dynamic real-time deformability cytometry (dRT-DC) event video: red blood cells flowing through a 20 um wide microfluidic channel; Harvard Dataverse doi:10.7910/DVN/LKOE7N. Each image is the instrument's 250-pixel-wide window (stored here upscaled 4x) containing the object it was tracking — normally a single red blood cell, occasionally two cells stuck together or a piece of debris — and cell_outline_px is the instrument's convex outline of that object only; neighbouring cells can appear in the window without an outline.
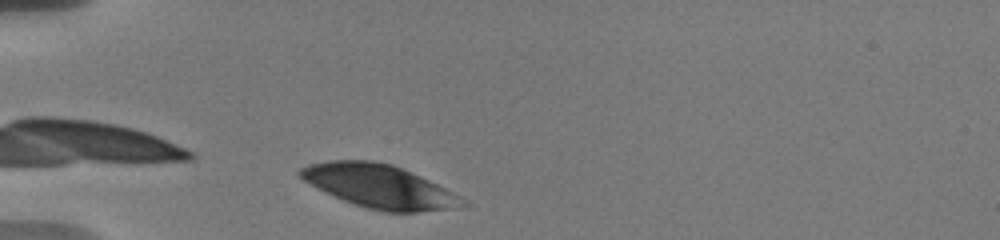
{"species": "human", "species_latin": "Homo sapiens", "temperature_condition": "warm", "stored_images_in_passage": 44, "camera_frame_rate_fps": 3000, "um_per_image_px": 0.085, "donor": {"sex": "male"}, "frame": {"image": 1, "passage_image": 1, "time_ms": 0.0, "image_size_px": [1000, 240], "cell_outline_px": [[472, 204], [460, 208], [416, 212], [384, 212], [368, 208], [344, 200], [316, 188], [296, 176], [296, 172], [300, 168], [308, 164], [328, 160], [372, 160], [392, 164], [428, 180], [460, 196]], "centroid_in_image_um": [32.23, 15.84], "position_along_channel_um": 52.8, "area_um2": 41.1}}
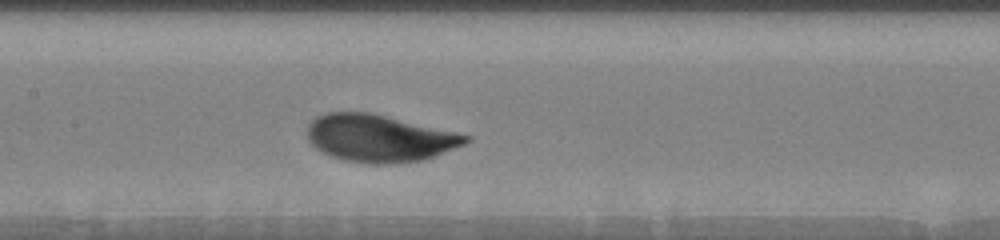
{"frame": {"image": 2, "passage_image": 18, "time_ms": 4.0, "image_size_px": [1000, 240], "cell_outline_px": [[472, 140], [464, 144], [424, 160], [392, 164], [364, 164], [340, 160], [316, 148], [308, 140], [308, 124], [316, 116], [328, 112], [368, 112], [456, 132], [472, 136]], "centroid_in_image_um": [32.24, 11.76], "position_along_channel_um": 175.2, "area_um2": 43.64}}
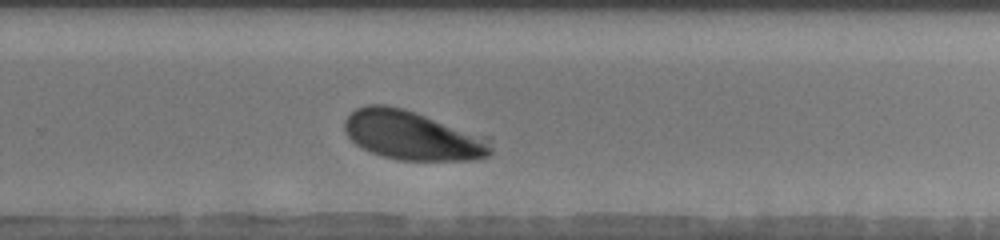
{"frame": {"image": 3, "passage_image": 29, "time_ms": 7.333, "image_size_px": [1000, 240], "cell_outline_px": [[492, 152], [488, 156], [472, 160], [400, 160], [380, 156], [356, 144], [348, 136], [344, 128], [344, 120], [356, 108], [364, 104], [384, 104], [404, 108], [492, 136]], "centroid_in_image_um": [35.15, 11.49], "position_along_channel_um": 294.7, "area_um2": 42.77}, "authors_computed_cell_mechanics": {"area_um2": 42.8009, "velocity_mm_per_s": 3.5999, "shape_relaxation_time_tau1_ms": 1.7961, "shape_relaxation_time_tau2_ms": null, "deformation_change_tau1": 0.1355, "deformation_change_tau2": null}}